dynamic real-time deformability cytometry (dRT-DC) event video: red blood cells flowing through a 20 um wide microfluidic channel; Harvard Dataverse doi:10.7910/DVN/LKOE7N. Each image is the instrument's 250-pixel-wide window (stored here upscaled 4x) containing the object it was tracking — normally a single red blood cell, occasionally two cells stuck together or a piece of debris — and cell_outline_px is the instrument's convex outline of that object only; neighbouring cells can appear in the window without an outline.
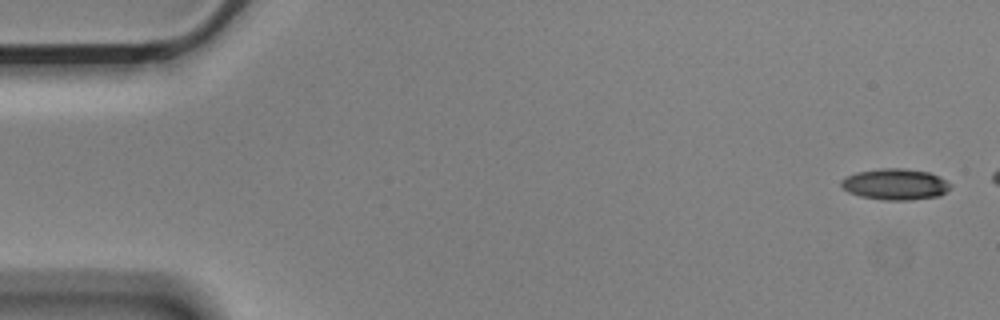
{"species": "Egyptian fruit bat (a non-hibernating species)", "species_latin": "Rousettus aegyptiacus", "temperature_condition": "cold", "stored_images_in_passage": 5, "camera_frame_rate_fps": 3000, "um_per_image_px": 0.085, "animal": {"sex": "male"}, "frame": {"image": 1, "passage_image": 1, "time_ms": 0.0, "image_size_px": [1000, 320], "cell_outline_px": [[952, 188], [940, 196], [908, 200], [884, 200], [860, 196], [848, 192], [840, 184], [840, 180], [844, 176], [856, 172], [880, 168], [900, 168], [928, 172], [940, 176], [952, 184]], "centroid_in_image_um": [76.1, 15.66], "position_along_channel_um": 8.9, "area_um2": 20.06}}